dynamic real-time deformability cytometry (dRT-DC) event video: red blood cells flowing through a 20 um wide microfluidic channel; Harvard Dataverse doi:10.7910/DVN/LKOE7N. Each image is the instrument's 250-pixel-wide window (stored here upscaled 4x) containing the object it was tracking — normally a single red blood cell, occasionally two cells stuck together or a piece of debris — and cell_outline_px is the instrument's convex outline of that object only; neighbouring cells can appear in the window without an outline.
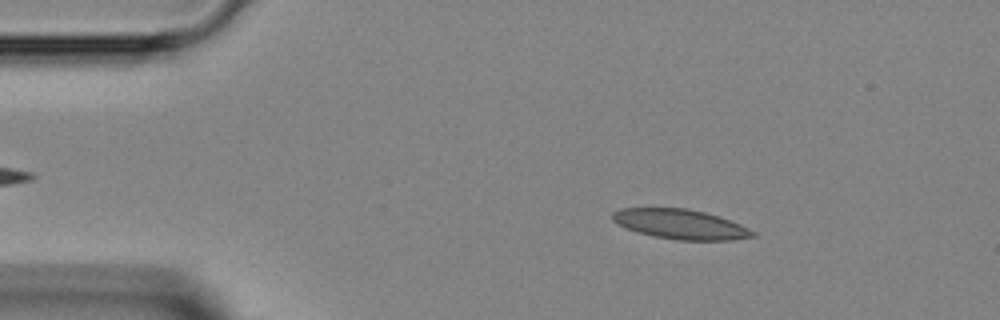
{"species": "Egyptian fruit bat (a non-hibernating species)", "species_latin": "Rousettus aegyptiacus", "temperature_condition": "room temperature", "stored_images_in_passage": 43, "camera_frame_rate_fps": 3000, "um_per_image_px": 0.085, "animal": {"sex": "female"}, "frame": {"image": 1, "passage_image": 6, "time_ms": 1.667, "image_size_px": [1000, 320], "cell_outline_px": [[756, 236], [732, 240], [676, 240], [652, 236], [636, 232], [616, 224], [612, 220], [612, 212], [620, 208], [688, 208], [720, 216], [740, 224], [756, 232]], "centroid_in_image_um": [57.82, 19.06], "position_along_channel_um": 27.2, "area_um2": 24.57}}
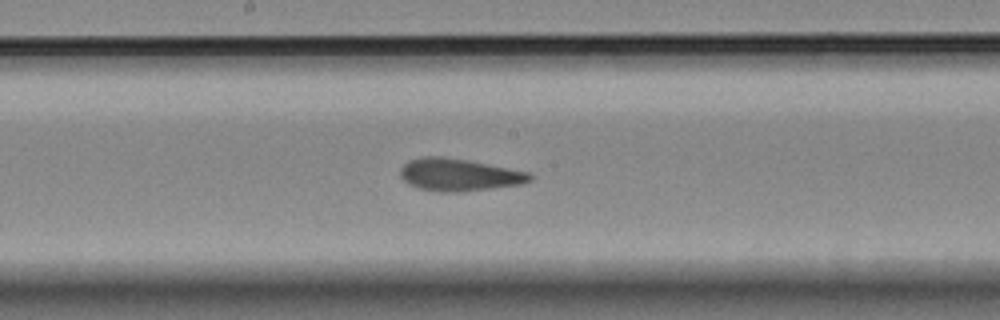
{"frame": {"image": 2, "passage_image": 22, "time_ms": 7.0, "image_size_px": [1000, 320], "cell_outline_px": [[532, 180], [520, 184], [456, 192], [440, 192], [420, 188], [408, 184], [400, 176], [400, 168], [408, 160], [420, 156], [444, 156], [468, 160], [528, 172], [532, 176]], "centroid_in_image_um": [38.95, 14.84], "position_along_channel_um": 209.2, "area_um2": 24.28}}
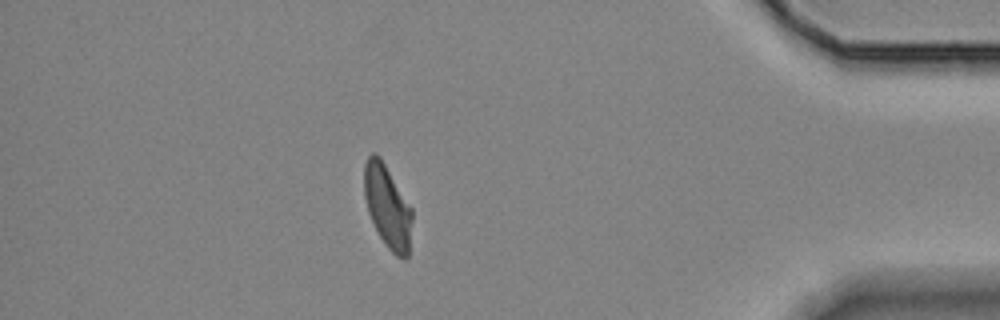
{"frame": {"image": 3, "passage_image": 38, "time_ms": 12.333, "image_size_px": [1000, 320], "cell_outline_px": [[412, 220], [408, 256], [404, 260], [396, 256], [384, 244], [368, 212], [364, 196], [364, 164], [368, 156], [372, 152], [376, 152], [380, 156], [412, 208]], "centroid_in_image_um": [32.93, 17.54], "position_along_channel_um": 402.3, "area_um2": 23.18}}